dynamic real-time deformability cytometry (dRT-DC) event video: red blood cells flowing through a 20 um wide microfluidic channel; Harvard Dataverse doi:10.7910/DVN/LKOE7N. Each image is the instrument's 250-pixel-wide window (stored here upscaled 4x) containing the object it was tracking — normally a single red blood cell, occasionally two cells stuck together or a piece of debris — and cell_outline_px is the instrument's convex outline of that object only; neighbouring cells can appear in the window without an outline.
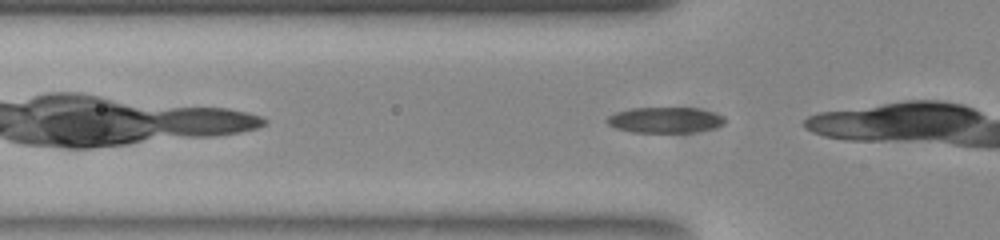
{"species": "common noctule bat (a hibernating species)", "species_latin": "Nyctalus noctula", "temperature_condition": "room temperature", "stored_images_in_passage": 7, "camera_frame_rate_fps": 3000, "um_per_image_px": 0.085, "animal": {"sex": "female", "body_mass_g": 23.0, "forearm_length_mm": 53.4}, "frame": {"image": 1, "passage_image": 4, "time_ms": 1.0, "image_size_px": [1000, 240], "cell_outline_px": [[724, 124], [712, 128], [692, 132], [632, 132], [616, 128], [608, 124], [604, 120], [608, 116], [616, 112], [632, 108], [696, 108], [712, 112], [724, 116]], "centroid_in_image_um": [56.49, 10.2], "position_along_channel_um": 69.3, "area_um2": 17.51}}